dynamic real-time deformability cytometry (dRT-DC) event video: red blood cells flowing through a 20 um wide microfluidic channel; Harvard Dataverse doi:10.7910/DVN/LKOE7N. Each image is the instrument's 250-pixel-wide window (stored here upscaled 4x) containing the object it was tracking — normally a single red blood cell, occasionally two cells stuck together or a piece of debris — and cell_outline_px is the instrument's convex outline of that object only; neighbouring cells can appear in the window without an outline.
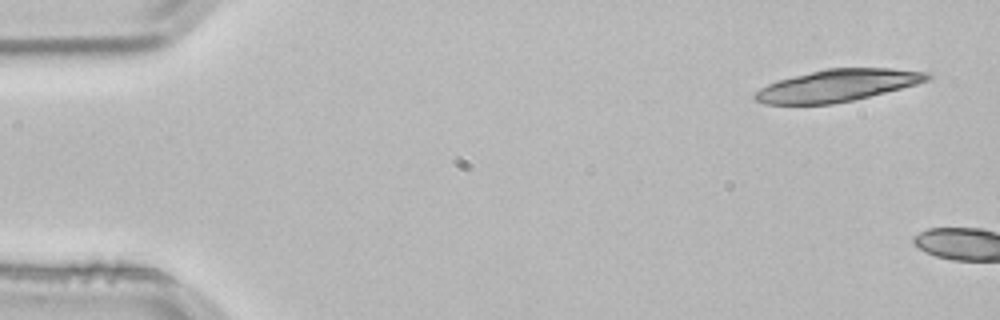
{"species": "common noctule bat (a hibernating species)", "species_latin": "Nyctalus noctula", "temperature_condition": "room temperature", "stored_images_in_passage": 5, "camera_frame_rate_fps": 3000, "um_per_image_px": 0.085, "animal": {"sex": "male", "body_mass_g": 21.5, "forearm_length_mm": 52.0}, "frame": {"image": 1, "passage_image": 1, "time_ms": 0.0, "image_size_px": [1000, 320], "cell_outline_px": [[932, 76], [928, 80], [916, 84], [852, 100], [832, 104], [764, 104], [756, 100], [752, 96], [760, 88], [776, 80], [824, 68], [892, 68], [928, 72]], "centroid_in_image_um": [71.15, 7.25], "position_along_channel_um": 13.9, "area_um2": 32.02}}